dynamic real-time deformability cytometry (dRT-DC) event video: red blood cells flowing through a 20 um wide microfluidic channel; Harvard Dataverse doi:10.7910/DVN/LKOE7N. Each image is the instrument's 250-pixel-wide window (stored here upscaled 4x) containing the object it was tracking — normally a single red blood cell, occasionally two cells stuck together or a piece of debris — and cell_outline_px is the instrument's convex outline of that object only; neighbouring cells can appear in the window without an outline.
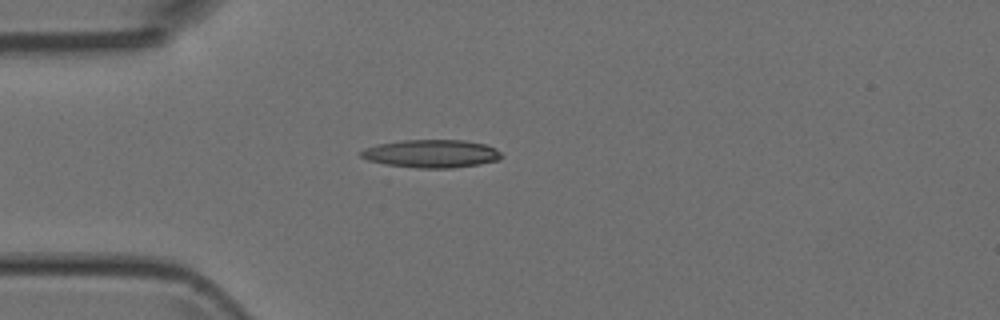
{"species": "Egyptian fruit bat (a non-hibernating species)", "species_latin": "Rousettus aegyptiacus", "temperature_condition": "room temperature", "stored_images_in_passage": 5, "camera_frame_rate_fps": 3000, "um_per_image_px": 0.085, "animal": {"sex": "female"}, "frame": {"image": 1, "passage_image": 4, "time_ms": 3.333, "image_size_px": [1000, 320], "cell_outline_px": [[504, 156], [500, 160], [480, 164], [452, 168], [416, 168], [384, 164], [368, 160], [360, 156], [360, 152], [364, 148], [376, 144], [400, 140], [464, 140], [484, 144], [496, 148]], "centroid_in_image_um": [36.67, 13.06], "position_along_channel_um": 48.3, "area_um2": 23.18}}